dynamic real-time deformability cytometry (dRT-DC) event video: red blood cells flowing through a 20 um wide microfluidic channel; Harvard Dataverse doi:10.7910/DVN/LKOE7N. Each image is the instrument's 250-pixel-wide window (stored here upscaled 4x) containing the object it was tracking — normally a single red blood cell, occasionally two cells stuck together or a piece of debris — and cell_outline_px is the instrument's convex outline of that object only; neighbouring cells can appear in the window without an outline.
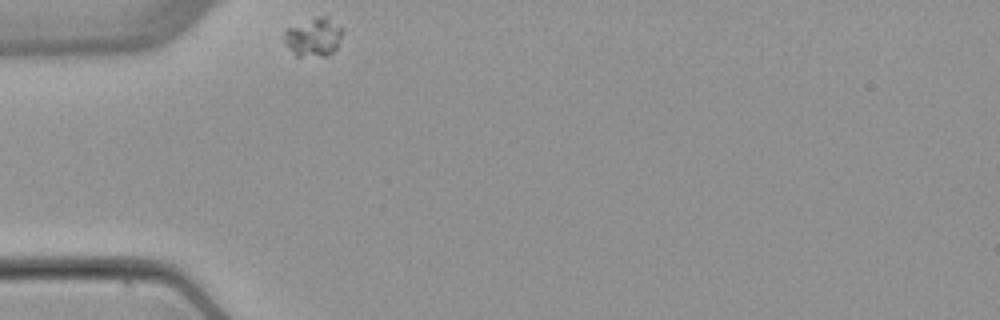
{"species": "common noctule bat (a hibernating species)", "species_latin": "Nyctalus noctula", "temperature_condition": "warm", "stored_images_in_passage": 1, "camera_frame_rate_fps": 3000, "um_per_image_px": 0.085, "animal": {"sex": "female", "body_mass_g": 22.7, "forearm_length_mm": 54.2}, "frame": {"image": 1, "passage_image": 1, "time_ms": 0.0, "image_size_px": [1000, 320], "cell_outline_px": [[344, 32], [336, 48], [328, 56], [296, 56], [288, 48], [284, 40], [284, 32], [288, 28], [320, 16], [328, 16], [344, 28]], "centroid_in_image_um": [26.7, 3.16], "position_along_channel_um": 58.3, "area_um2": 13.12}}